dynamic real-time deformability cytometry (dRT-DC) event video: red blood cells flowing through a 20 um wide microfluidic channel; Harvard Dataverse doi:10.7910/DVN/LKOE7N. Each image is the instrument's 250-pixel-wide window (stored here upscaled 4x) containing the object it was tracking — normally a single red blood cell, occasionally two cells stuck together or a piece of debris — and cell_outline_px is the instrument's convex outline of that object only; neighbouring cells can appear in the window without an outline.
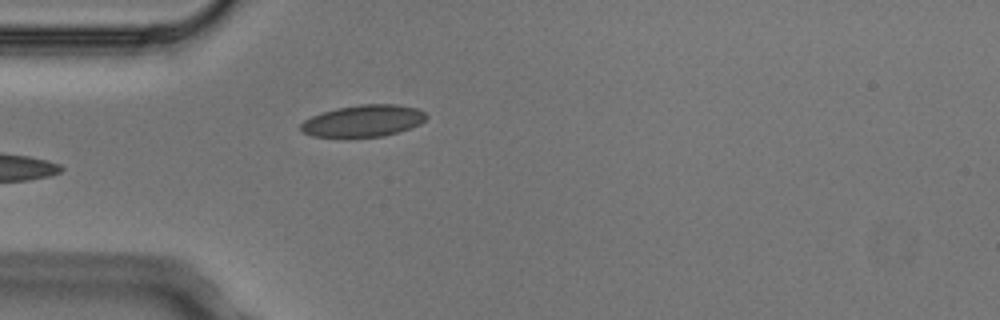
{"species": "Egyptian fruit bat (a non-hibernating species)", "species_latin": "Rousettus aegyptiacus", "temperature_condition": "cold", "stored_images_in_passage": 4, "camera_frame_rate_fps": 3000, "um_per_image_px": 0.085, "animal": {"sex": "male"}, "frame": {"image": 1, "passage_image": 4, "time_ms": 1.0, "image_size_px": [1000, 320], "cell_outline_px": [[428, 116], [420, 124], [384, 136], [348, 140], [344, 140], [312, 136], [304, 132], [300, 128], [300, 124], [304, 120], [312, 116], [336, 108], [360, 104], [396, 104], [416, 108], [424, 112]], "centroid_in_image_um": [30.82, 10.32], "position_along_channel_um": 54.2, "area_um2": 23.93}}